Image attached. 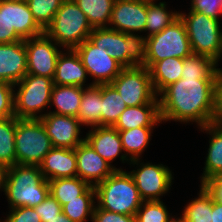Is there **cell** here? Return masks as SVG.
I'll list each match as a JSON object with an SVG mask.
<instances>
[{
    "label": "cell",
    "mask_w": 222,
    "mask_h": 222,
    "mask_svg": "<svg viewBox=\"0 0 222 222\" xmlns=\"http://www.w3.org/2000/svg\"><path fill=\"white\" fill-rule=\"evenodd\" d=\"M49 194H51L61 206L78 199L90 185L79 177H66L49 180Z\"/></svg>",
    "instance_id": "83f0119b"
},
{
    "label": "cell",
    "mask_w": 222,
    "mask_h": 222,
    "mask_svg": "<svg viewBox=\"0 0 222 222\" xmlns=\"http://www.w3.org/2000/svg\"><path fill=\"white\" fill-rule=\"evenodd\" d=\"M86 134L85 141L109 164L120 156L122 163L130 162L126 157L119 131L111 126H94ZM125 160V161H124Z\"/></svg>",
    "instance_id": "ac0fdd59"
},
{
    "label": "cell",
    "mask_w": 222,
    "mask_h": 222,
    "mask_svg": "<svg viewBox=\"0 0 222 222\" xmlns=\"http://www.w3.org/2000/svg\"><path fill=\"white\" fill-rule=\"evenodd\" d=\"M14 88L13 84L0 81V120L15 116Z\"/></svg>",
    "instance_id": "74e56055"
},
{
    "label": "cell",
    "mask_w": 222,
    "mask_h": 222,
    "mask_svg": "<svg viewBox=\"0 0 222 222\" xmlns=\"http://www.w3.org/2000/svg\"><path fill=\"white\" fill-rule=\"evenodd\" d=\"M40 120L52 141L53 147L75 149L85 141V138H80V126L82 124L77 117L46 112Z\"/></svg>",
    "instance_id": "9a60e30c"
},
{
    "label": "cell",
    "mask_w": 222,
    "mask_h": 222,
    "mask_svg": "<svg viewBox=\"0 0 222 222\" xmlns=\"http://www.w3.org/2000/svg\"><path fill=\"white\" fill-rule=\"evenodd\" d=\"M127 105L111 84L101 85V126L113 127Z\"/></svg>",
    "instance_id": "4316f807"
},
{
    "label": "cell",
    "mask_w": 222,
    "mask_h": 222,
    "mask_svg": "<svg viewBox=\"0 0 222 222\" xmlns=\"http://www.w3.org/2000/svg\"><path fill=\"white\" fill-rule=\"evenodd\" d=\"M94 45L106 48L107 54L124 68L144 66L146 58V37L122 33L108 27L93 28L88 38Z\"/></svg>",
    "instance_id": "277c9868"
},
{
    "label": "cell",
    "mask_w": 222,
    "mask_h": 222,
    "mask_svg": "<svg viewBox=\"0 0 222 222\" xmlns=\"http://www.w3.org/2000/svg\"><path fill=\"white\" fill-rule=\"evenodd\" d=\"M211 195L213 200L222 203V175H217L205 180L201 184Z\"/></svg>",
    "instance_id": "ee69618b"
},
{
    "label": "cell",
    "mask_w": 222,
    "mask_h": 222,
    "mask_svg": "<svg viewBox=\"0 0 222 222\" xmlns=\"http://www.w3.org/2000/svg\"><path fill=\"white\" fill-rule=\"evenodd\" d=\"M23 40L7 20V0H0V43H15Z\"/></svg>",
    "instance_id": "f35d334b"
},
{
    "label": "cell",
    "mask_w": 222,
    "mask_h": 222,
    "mask_svg": "<svg viewBox=\"0 0 222 222\" xmlns=\"http://www.w3.org/2000/svg\"><path fill=\"white\" fill-rule=\"evenodd\" d=\"M92 28L108 27L115 0H73Z\"/></svg>",
    "instance_id": "f1b7e54d"
},
{
    "label": "cell",
    "mask_w": 222,
    "mask_h": 222,
    "mask_svg": "<svg viewBox=\"0 0 222 222\" xmlns=\"http://www.w3.org/2000/svg\"><path fill=\"white\" fill-rule=\"evenodd\" d=\"M156 0L147 1V20L145 32L148 31L146 38L161 32L179 17V12L168 11L166 2H155ZM155 2V3H154Z\"/></svg>",
    "instance_id": "1f68e13d"
},
{
    "label": "cell",
    "mask_w": 222,
    "mask_h": 222,
    "mask_svg": "<svg viewBox=\"0 0 222 222\" xmlns=\"http://www.w3.org/2000/svg\"><path fill=\"white\" fill-rule=\"evenodd\" d=\"M92 222H136V218L100 209L95 205Z\"/></svg>",
    "instance_id": "7bdbcfd3"
},
{
    "label": "cell",
    "mask_w": 222,
    "mask_h": 222,
    "mask_svg": "<svg viewBox=\"0 0 222 222\" xmlns=\"http://www.w3.org/2000/svg\"><path fill=\"white\" fill-rule=\"evenodd\" d=\"M192 54L186 26L180 16L159 33L146 38L144 66L150 68L165 58H186Z\"/></svg>",
    "instance_id": "9c48e42d"
},
{
    "label": "cell",
    "mask_w": 222,
    "mask_h": 222,
    "mask_svg": "<svg viewBox=\"0 0 222 222\" xmlns=\"http://www.w3.org/2000/svg\"><path fill=\"white\" fill-rule=\"evenodd\" d=\"M211 222H222V203L212 199Z\"/></svg>",
    "instance_id": "bcb514c9"
},
{
    "label": "cell",
    "mask_w": 222,
    "mask_h": 222,
    "mask_svg": "<svg viewBox=\"0 0 222 222\" xmlns=\"http://www.w3.org/2000/svg\"><path fill=\"white\" fill-rule=\"evenodd\" d=\"M146 20L147 1L115 0L108 28L136 34L145 31Z\"/></svg>",
    "instance_id": "5bb4252c"
},
{
    "label": "cell",
    "mask_w": 222,
    "mask_h": 222,
    "mask_svg": "<svg viewBox=\"0 0 222 222\" xmlns=\"http://www.w3.org/2000/svg\"><path fill=\"white\" fill-rule=\"evenodd\" d=\"M64 0H27L30 12L37 24L45 30L52 22Z\"/></svg>",
    "instance_id": "d590c367"
},
{
    "label": "cell",
    "mask_w": 222,
    "mask_h": 222,
    "mask_svg": "<svg viewBox=\"0 0 222 222\" xmlns=\"http://www.w3.org/2000/svg\"><path fill=\"white\" fill-rule=\"evenodd\" d=\"M189 11L188 15L179 12V16L186 26L192 53L208 56L216 61L218 66V62L222 58L220 20L208 17L200 12Z\"/></svg>",
    "instance_id": "8992f818"
},
{
    "label": "cell",
    "mask_w": 222,
    "mask_h": 222,
    "mask_svg": "<svg viewBox=\"0 0 222 222\" xmlns=\"http://www.w3.org/2000/svg\"><path fill=\"white\" fill-rule=\"evenodd\" d=\"M216 94H215V117L216 122L222 123V69L217 68Z\"/></svg>",
    "instance_id": "f6af8a7d"
},
{
    "label": "cell",
    "mask_w": 222,
    "mask_h": 222,
    "mask_svg": "<svg viewBox=\"0 0 222 222\" xmlns=\"http://www.w3.org/2000/svg\"><path fill=\"white\" fill-rule=\"evenodd\" d=\"M4 193L10 209L34 207L49 195V183L39 165L15 164L8 167Z\"/></svg>",
    "instance_id": "7a4b0ae2"
},
{
    "label": "cell",
    "mask_w": 222,
    "mask_h": 222,
    "mask_svg": "<svg viewBox=\"0 0 222 222\" xmlns=\"http://www.w3.org/2000/svg\"><path fill=\"white\" fill-rule=\"evenodd\" d=\"M181 78H200L201 80H216L218 73L216 61L212 58L192 53L183 58Z\"/></svg>",
    "instance_id": "f546056e"
},
{
    "label": "cell",
    "mask_w": 222,
    "mask_h": 222,
    "mask_svg": "<svg viewBox=\"0 0 222 222\" xmlns=\"http://www.w3.org/2000/svg\"><path fill=\"white\" fill-rule=\"evenodd\" d=\"M180 217L185 222H211L212 197L202 185L198 197L187 203Z\"/></svg>",
    "instance_id": "836d02e7"
},
{
    "label": "cell",
    "mask_w": 222,
    "mask_h": 222,
    "mask_svg": "<svg viewBox=\"0 0 222 222\" xmlns=\"http://www.w3.org/2000/svg\"><path fill=\"white\" fill-rule=\"evenodd\" d=\"M191 11L200 12L208 17L219 19L222 15V0H190Z\"/></svg>",
    "instance_id": "ab89813d"
},
{
    "label": "cell",
    "mask_w": 222,
    "mask_h": 222,
    "mask_svg": "<svg viewBox=\"0 0 222 222\" xmlns=\"http://www.w3.org/2000/svg\"><path fill=\"white\" fill-rule=\"evenodd\" d=\"M33 208L42 222H47L62 212V206L51 194H49L42 203Z\"/></svg>",
    "instance_id": "60d3db41"
},
{
    "label": "cell",
    "mask_w": 222,
    "mask_h": 222,
    "mask_svg": "<svg viewBox=\"0 0 222 222\" xmlns=\"http://www.w3.org/2000/svg\"><path fill=\"white\" fill-rule=\"evenodd\" d=\"M64 51L58 56L53 84L84 87L88 74L79 54L75 49Z\"/></svg>",
    "instance_id": "ffe728a7"
},
{
    "label": "cell",
    "mask_w": 222,
    "mask_h": 222,
    "mask_svg": "<svg viewBox=\"0 0 222 222\" xmlns=\"http://www.w3.org/2000/svg\"><path fill=\"white\" fill-rule=\"evenodd\" d=\"M170 216L161 200L143 201L135 214L136 222H169Z\"/></svg>",
    "instance_id": "8d00e7d4"
},
{
    "label": "cell",
    "mask_w": 222,
    "mask_h": 222,
    "mask_svg": "<svg viewBox=\"0 0 222 222\" xmlns=\"http://www.w3.org/2000/svg\"><path fill=\"white\" fill-rule=\"evenodd\" d=\"M74 150L77 159V177L86 181L90 186H96L116 170H123L109 164L86 141H83Z\"/></svg>",
    "instance_id": "2e32d148"
},
{
    "label": "cell",
    "mask_w": 222,
    "mask_h": 222,
    "mask_svg": "<svg viewBox=\"0 0 222 222\" xmlns=\"http://www.w3.org/2000/svg\"><path fill=\"white\" fill-rule=\"evenodd\" d=\"M7 20L10 28H13L23 40L44 33L34 20L26 1L7 0Z\"/></svg>",
    "instance_id": "44dd1931"
},
{
    "label": "cell",
    "mask_w": 222,
    "mask_h": 222,
    "mask_svg": "<svg viewBox=\"0 0 222 222\" xmlns=\"http://www.w3.org/2000/svg\"><path fill=\"white\" fill-rule=\"evenodd\" d=\"M27 74L25 40L0 43V81L17 84Z\"/></svg>",
    "instance_id": "e0dca14e"
},
{
    "label": "cell",
    "mask_w": 222,
    "mask_h": 222,
    "mask_svg": "<svg viewBox=\"0 0 222 222\" xmlns=\"http://www.w3.org/2000/svg\"><path fill=\"white\" fill-rule=\"evenodd\" d=\"M183 59L172 57L155 62L150 68V77L155 93L158 95L168 85L181 79Z\"/></svg>",
    "instance_id": "d4e9b609"
},
{
    "label": "cell",
    "mask_w": 222,
    "mask_h": 222,
    "mask_svg": "<svg viewBox=\"0 0 222 222\" xmlns=\"http://www.w3.org/2000/svg\"><path fill=\"white\" fill-rule=\"evenodd\" d=\"M84 87L71 85H53L50 106H55L58 115L77 117Z\"/></svg>",
    "instance_id": "cb8c5ba5"
},
{
    "label": "cell",
    "mask_w": 222,
    "mask_h": 222,
    "mask_svg": "<svg viewBox=\"0 0 222 222\" xmlns=\"http://www.w3.org/2000/svg\"><path fill=\"white\" fill-rule=\"evenodd\" d=\"M140 159L131 160L130 165H139L140 168L132 170L139 195L143 201L161 200L160 197L170 190L173 175L168 166L163 164L140 163Z\"/></svg>",
    "instance_id": "8fae6325"
},
{
    "label": "cell",
    "mask_w": 222,
    "mask_h": 222,
    "mask_svg": "<svg viewBox=\"0 0 222 222\" xmlns=\"http://www.w3.org/2000/svg\"><path fill=\"white\" fill-rule=\"evenodd\" d=\"M216 80L181 78L159 94L161 121L196 122L200 127L216 122Z\"/></svg>",
    "instance_id": "6da1fadb"
},
{
    "label": "cell",
    "mask_w": 222,
    "mask_h": 222,
    "mask_svg": "<svg viewBox=\"0 0 222 222\" xmlns=\"http://www.w3.org/2000/svg\"><path fill=\"white\" fill-rule=\"evenodd\" d=\"M60 47L45 33L25 39L27 74L54 78Z\"/></svg>",
    "instance_id": "4fadbf2b"
},
{
    "label": "cell",
    "mask_w": 222,
    "mask_h": 222,
    "mask_svg": "<svg viewBox=\"0 0 222 222\" xmlns=\"http://www.w3.org/2000/svg\"><path fill=\"white\" fill-rule=\"evenodd\" d=\"M53 148L40 119H18L15 131L16 164L40 165Z\"/></svg>",
    "instance_id": "ba28073f"
},
{
    "label": "cell",
    "mask_w": 222,
    "mask_h": 222,
    "mask_svg": "<svg viewBox=\"0 0 222 222\" xmlns=\"http://www.w3.org/2000/svg\"><path fill=\"white\" fill-rule=\"evenodd\" d=\"M53 78L26 74L14 86V114L18 119H40L50 106ZM42 113V114H39Z\"/></svg>",
    "instance_id": "52a82bcc"
},
{
    "label": "cell",
    "mask_w": 222,
    "mask_h": 222,
    "mask_svg": "<svg viewBox=\"0 0 222 222\" xmlns=\"http://www.w3.org/2000/svg\"><path fill=\"white\" fill-rule=\"evenodd\" d=\"M44 178L54 180L57 178L77 176V159L75 150L70 148L53 147L39 165Z\"/></svg>",
    "instance_id": "d6986e66"
},
{
    "label": "cell",
    "mask_w": 222,
    "mask_h": 222,
    "mask_svg": "<svg viewBox=\"0 0 222 222\" xmlns=\"http://www.w3.org/2000/svg\"><path fill=\"white\" fill-rule=\"evenodd\" d=\"M200 129L211 135L205 168L200 179L202 184L211 177L222 175V123L214 122Z\"/></svg>",
    "instance_id": "603a6c76"
},
{
    "label": "cell",
    "mask_w": 222,
    "mask_h": 222,
    "mask_svg": "<svg viewBox=\"0 0 222 222\" xmlns=\"http://www.w3.org/2000/svg\"><path fill=\"white\" fill-rule=\"evenodd\" d=\"M87 74L93 78L92 85L110 84L124 68L107 54L106 48L94 45L89 39L75 48Z\"/></svg>",
    "instance_id": "7c38bea8"
},
{
    "label": "cell",
    "mask_w": 222,
    "mask_h": 222,
    "mask_svg": "<svg viewBox=\"0 0 222 222\" xmlns=\"http://www.w3.org/2000/svg\"><path fill=\"white\" fill-rule=\"evenodd\" d=\"M158 123H162L159 104H145L126 107L113 127L125 131L137 127H154Z\"/></svg>",
    "instance_id": "7402d4cb"
},
{
    "label": "cell",
    "mask_w": 222,
    "mask_h": 222,
    "mask_svg": "<svg viewBox=\"0 0 222 222\" xmlns=\"http://www.w3.org/2000/svg\"><path fill=\"white\" fill-rule=\"evenodd\" d=\"M169 222H185L181 217H178V218H176L175 219V217L174 218H172Z\"/></svg>",
    "instance_id": "681fc988"
},
{
    "label": "cell",
    "mask_w": 222,
    "mask_h": 222,
    "mask_svg": "<svg viewBox=\"0 0 222 222\" xmlns=\"http://www.w3.org/2000/svg\"><path fill=\"white\" fill-rule=\"evenodd\" d=\"M17 117L0 120V163L7 167L16 164L15 131Z\"/></svg>",
    "instance_id": "e575fe53"
},
{
    "label": "cell",
    "mask_w": 222,
    "mask_h": 222,
    "mask_svg": "<svg viewBox=\"0 0 222 222\" xmlns=\"http://www.w3.org/2000/svg\"><path fill=\"white\" fill-rule=\"evenodd\" d=\"M93 28L73 0H64L44 33L60 47L75 49L89 38Z\"/></svg>",
    "instance_id": "5b68a950"
},
{
    "label": "cell",
    "mask_w": 222,
    "mask_h": 222,
    "mask_svg": "<svg viewBox=\"0 0 222 222\" xmlns=\"http://www.w3.org/2000/svg\"><path fill=\"white\" fill-rule=\"evenodd\" d=\"M77 119L82 126H101V85L84 87Z\"/></svg>",
    "instance_id": "484cf974"
},
{
    "label": "cell",
    "mask_w": 222,
    "mask_h": 222,
    "mask_svg": "<svg viewBox=\"0 0 222 222\" xmlns=\"http://www.w3.org/2000/svg\"><path fill=\"white\" fill-rule=\"evenodd\" d=\"M8 167L0 163V190L4 192Z\"/></svg>",
    "instance_id": "7dc6e473"
},
{
    "label": "cell",
    "mask_w": 222,
    "mask_h": 222,
    "mask_svg": "<svg viewBox=\"0 0 222 222\" xmlns=\"http://www.w3.org/2000/svg\"><path fill=\"white\" fill-rule=\"evenodd\" d=\"M110 84L121 95L127 107L159 104L149 69L145 66L123 68Z\"/></svg>",
    "instance_id": "30bf717a"
},
{
    "label": "cell",
    "mask_w": 222,
    "mask_h": 222,
    "mask_svg": "<svg viewBox=\"0 0 222 222\" xmlns=\"http://www.w3.org/2000/svg\"><path fill=\"white\" fill-rule=\"evenodd\" d=\"M0 222H2L0 220ZM3 222H42L33 207H17L10 209Z\"/></svg>",
    "instance_id": "b9f144b4"
},
{
    "label": "cell",
    "mask_w": 222,
    "mask_h": 222,
    "mask_svg": "<svg viewBox=\"0 0 222 222\" xmlns=\"http://www.w3.org/2000/svg\"><path fill=\"white\" fill-rule=\"evenodd\" d=\"M153 127H137L130 130L119 131L122 146L129 160L139 159L151 140Z\"/></svg>",
    "instance_id": "4dcf8cb0"
},
{
    "label": "cell",
    "mask_w": 222,
    "mask_h": 222,
    "mask_svg": "<svg viewBox=\"0 0 222 222\" xmlns=\"http://www.w3.org/2000/svg\"><path fill=\"white\" fill-rule=\"evenodd\" d=\"M95 188L90 186L78 199L69 201L62 206V212L74 222H85L90 216L92 220L95 208Z\"/></svg>",
    "instance_id": "d6a6232c"
},
{
    "label": "cell",
    "mask_w": 222,
    "mask_h": 222,
    "mask_svg": "<svg viewBox=\"0 0 222 222\" xmlns=\"http://www.w3.org/2000/svg\"><path fill=\"white\" fill-rule=\"evenodd\" d=\"M47 222H74V221H71L63 212H61L56 217L49 219Z\"/></svg>",
    "instance_id": "c3c4849f"
},
{
    "label": "cell",
    "mask_w": 222,
    "mask_h": 222,
    "mask_svg": "<svg viewBox=\"0 0 222 222\" xmlns=\"http://www.w3.org/2000/svg\"><path fill=\"white\" fill-rule=\"evenodd\" d=\"M95 188L96 206L110 212L135 216L143 200L129 172L116 170Z\"/></svg>",
    "instance_id": "3957f363"
}]
</instances>
